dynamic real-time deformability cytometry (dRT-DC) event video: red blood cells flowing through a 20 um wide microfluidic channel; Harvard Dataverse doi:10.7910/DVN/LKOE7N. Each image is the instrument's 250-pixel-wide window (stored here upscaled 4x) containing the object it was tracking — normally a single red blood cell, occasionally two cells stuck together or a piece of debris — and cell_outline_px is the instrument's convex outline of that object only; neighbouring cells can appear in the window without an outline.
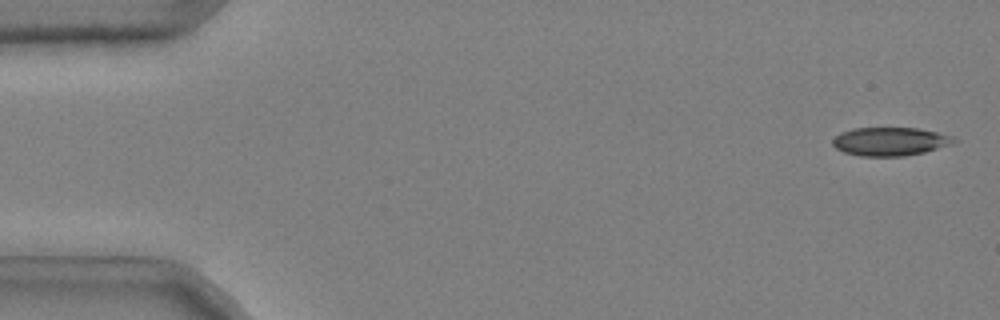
{"species": "common noctule bat (a hibernating species)", "species_latin": "Nyctalus noctula", "temperature_condition": "cold", "stored_images_in_passage": 5, "camera_frame_rate_fps": 3000, "um_per_image_px": 0.085, "animal": {"sex": "male", "body_mass_g": 20.4}, "frame": {"image": 1, "passage_image": 5, "time_ms": 1.333, "image_size_px": [1000, 320], "cell_outline_px": [[960, 140], [952, 144], [924, 152], [904, 156], [860, 156], [844, 152], [836, 148], [832, 144], [832, 140], [840, 132], [852, 128], [920, 128], [952, 136]], "centroid_in_image_um": [75.66, 12.02], "position_along_channel_um": 9.3, "area_um2": 20.17}}